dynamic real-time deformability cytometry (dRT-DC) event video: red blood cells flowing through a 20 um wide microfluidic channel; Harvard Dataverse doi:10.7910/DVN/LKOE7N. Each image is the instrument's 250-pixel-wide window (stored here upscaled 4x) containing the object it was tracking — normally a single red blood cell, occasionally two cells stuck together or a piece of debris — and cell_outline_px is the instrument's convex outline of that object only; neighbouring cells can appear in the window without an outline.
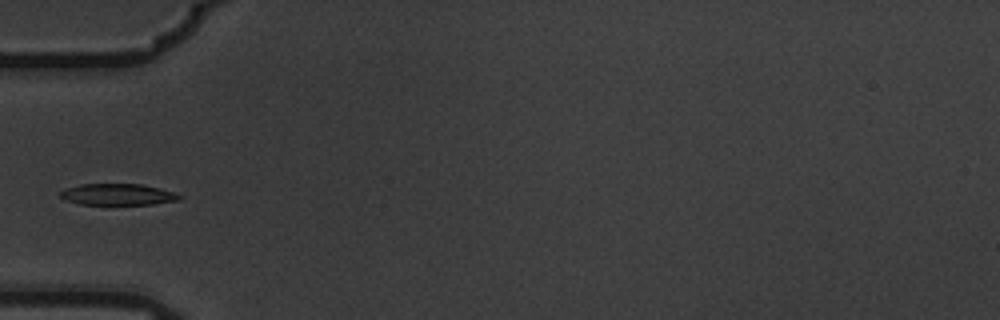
{"species": "common noctule bat (a hibernating species)", "species_latin": "Nyctalus noctula", "temperature_condition": "warm", "stored_images_in_passage": 7, "camera_frame_rate_fps": 3000, "um_per_image_px": 0.085, "animal": {"sex": "male", "body_mass_g": 19.5, "forearm_length_mm": 54.6}, "frame": {"image": 1, "passage_image": 6, "time_ms": 1.667, "image_size_px": [1000, 320], "cell_outline_px": [[184, 196], [180, 200], [152, 204], [80, 204], [64, 200], [60, 196], [60, 192], [64, 188], [80, 184], [140, 184], [160, 188], [176, 192]], "centroid_in_image_um": [10.03, 16.52], "position_along_channel_um": 75.0, "area_um2": 14.97}}
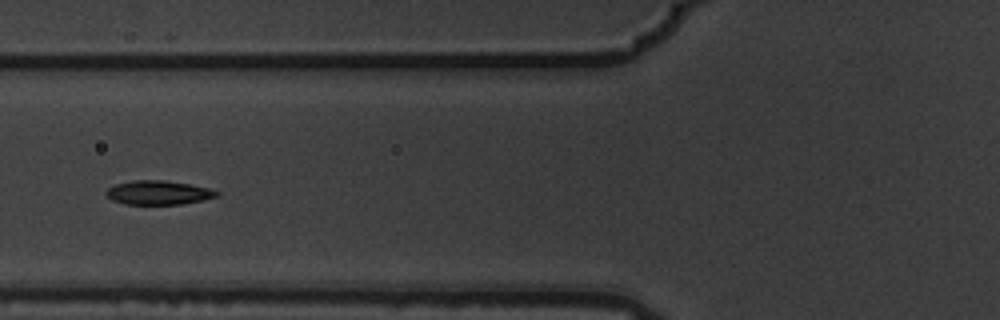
{"frame": {"image": 2, "passage_image": 7, "time_ms": 2.0, "image_size_px": [1000, 320], "cell_outline_px": [[220, 196], [204, 200], [180, 204], [124, 204], [112, 200], [104, 192], [108, 188], [116, 184], [136, 180], [164, 180], [188, 184], [208, 188], [220, 192]], "centroid_in_image_um": [13.48, 16.38], "position_along_channel_um": 112.3, "area_um2": 15.43}}